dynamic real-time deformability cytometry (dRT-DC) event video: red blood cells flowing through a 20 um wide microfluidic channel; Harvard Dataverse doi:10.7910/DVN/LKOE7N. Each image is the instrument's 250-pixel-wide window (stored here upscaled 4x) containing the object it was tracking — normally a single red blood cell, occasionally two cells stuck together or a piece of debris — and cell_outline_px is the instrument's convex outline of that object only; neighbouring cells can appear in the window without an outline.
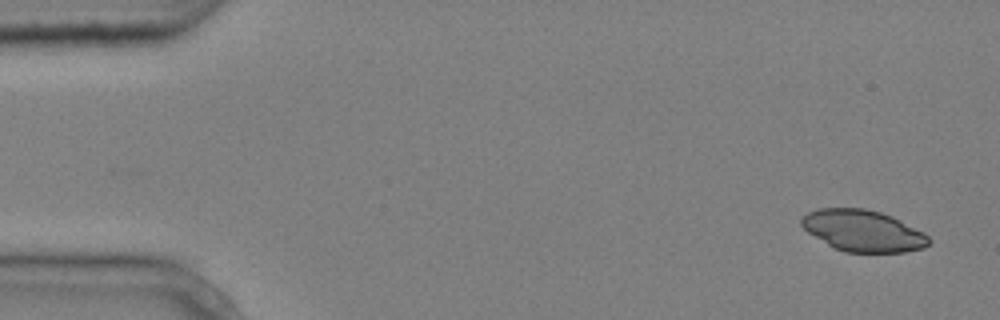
{"species": "common noctule bat (a hibernating species)", "species_latin": "Nyctalus noctula", "temperature_condition": "cold", "stored_images_in_passage": 7, "camera_frame_rate_fps": 3000, "um_per_image_px": 0.085, "animal": {"sex": "male", "body_mass_g": 20.4}, "frame": {"image": 1, "passage_image": 1, "time_ms": 0.0, "image_size_px": [1000, 320], "cell_outline_px": [[932, 240], [924, 248], [904, 252], [844, 252], [828, 244], [808, 232], [800, 224], [800, 220], [808, 212], [820, 208], [864, 208], [880, 212], [892, 216], [924, 232]], "centroid_in_image_um": [73.38, 19.61], "position_along_channel_um": 11.6, "area_um2": 30.63}}